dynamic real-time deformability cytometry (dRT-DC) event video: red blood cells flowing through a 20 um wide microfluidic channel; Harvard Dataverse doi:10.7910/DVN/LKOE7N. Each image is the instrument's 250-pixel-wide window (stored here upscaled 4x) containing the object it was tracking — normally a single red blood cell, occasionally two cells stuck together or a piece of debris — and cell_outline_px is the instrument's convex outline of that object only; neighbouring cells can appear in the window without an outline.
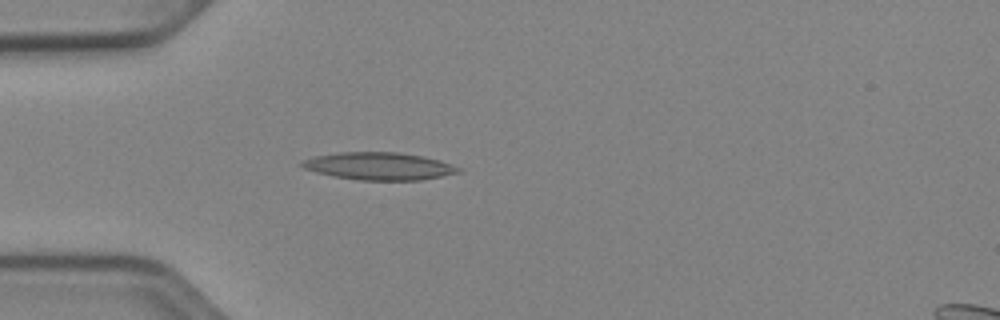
{"species": "Egyptian fruit bat (a non-hibernating species)", "species_latin": "Rousettus aegyptiacus", "temperature_condition": "cold", "stored_images_in_passage": 30, "camera_frame_rate_fps": 3000, "um_per_image_px": 0.085, "animal": {"sex": "female"}, "frame": {"image": 1, "passage_image": 7, "time_ms": 2.0, "image_size_px": [1000, 320], "cell_outline_px": [[464, 168], [460, 172], [420, 180], [360, 180], [336, 176], [316, 172], [304, 168], [300, 164], [304, 160], [316, 156], [340, 152], [396, 152], [424, 156]], "centroid_in_image_um": [32.25, 14.12], "position_along_channel_um": 52.7, "area_um2": 24.8}}
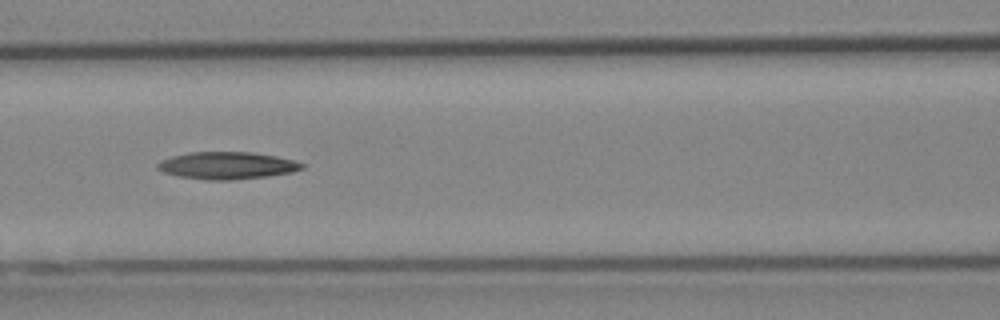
{"frame": {"image": 2, "passage_image": 15, "time_ms": 4.667, "image_size_px": [1000, 320], "cell_outline_px": [[304, 168], [292, 172], [268, 176], [232, 180], [208, 180], [180, 176], [164, 172], [156, 168], [156, 164], [172, 156], [188, 152], [252, 152], [276, 156], [292, 160], [304, 164]], "centroid_in_image_um": [19.31, 14.07], "position_along_channel_um": 147.3, "area_um2": 22.77}}
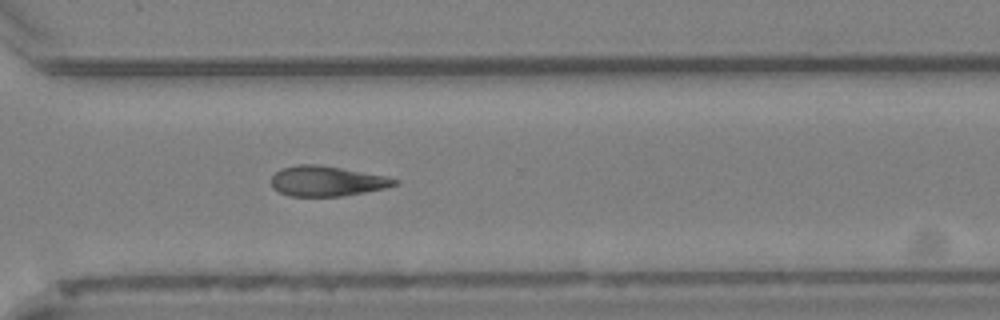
{"frame": {"image": 3, "passage_image": 30, "time_ms": 9.667, "image_size_px": [1000, 320], "cell_outline_px": [[400, 184], [384, 188], [344, 196], [288, 196], [272, 188], [272, 176], [280, 168], [296, 164], [316, 164], [340, 168], [384, 176], [400, 180]], "centroid_in_image_um": [27.76, 15.39], "position_along_channel_um": 342.8, "area_um2": 21.62}}